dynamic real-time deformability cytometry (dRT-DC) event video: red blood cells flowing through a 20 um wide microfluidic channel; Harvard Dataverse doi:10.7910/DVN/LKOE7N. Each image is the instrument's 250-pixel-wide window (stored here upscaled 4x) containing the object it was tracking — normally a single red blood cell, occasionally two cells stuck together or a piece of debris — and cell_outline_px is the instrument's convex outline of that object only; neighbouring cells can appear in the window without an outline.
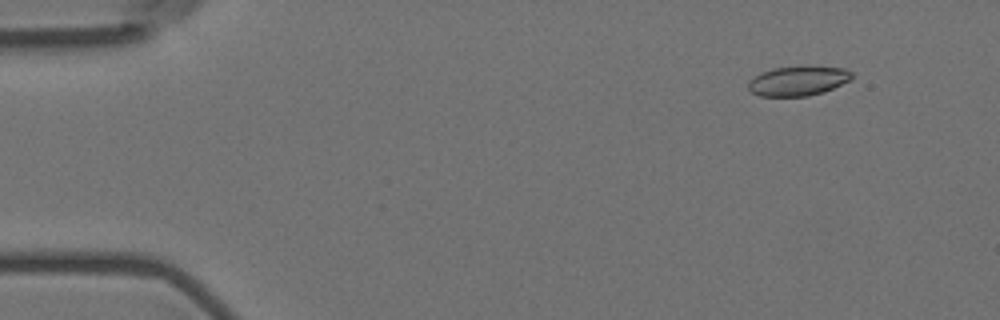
{"species": "Egyptian fruit bat (a non-hibernating species)", "species_latin": "Rousettus aegyptiacus", "temperature_condition": "room temperature", "stored_images_in_passage": 54, "camera_frame_rate_fps": 3000, "um_per_image_px": 0.085, "animal": {"sex": "female"}, "frame": {"image": 1, "passage_image": 3, "time_ms": 0.667, "image_size_px": [1000, 320], "cell_outline_px": [[852, 76], [848, 80], [824, 92], [808, 96], [760, 96], [752, 92], [748, 88], [748, 80], [760, 72], [772, 68], [808, 64], [844, 68], [852, 72]], "centroid_in_image_um": [67.81, 6.84], "position_along_channel_um": 17.2, "area_um2": 18.32}}
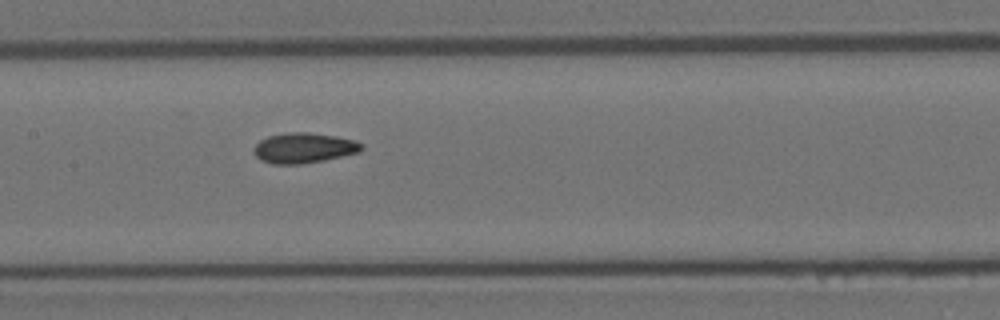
{"frame": {"image": 2, "passage_image": 25, "time_ms": 8.0, "image_size_px": [1000, 320], "cell_outline_px": [[364, 148], [360, 152], [324, 160], [300, 164], [272, 164], [260, 160], [252, 152], [252, 148], [260, 140], [268, 136], [288, 132], [308, 132], [336, 136], [356, 140], [364, 144]], "centroid_in_image_um": [25.83, 12.57], "position_along_channel_um": 181.6, "area_um2": 19.25}}
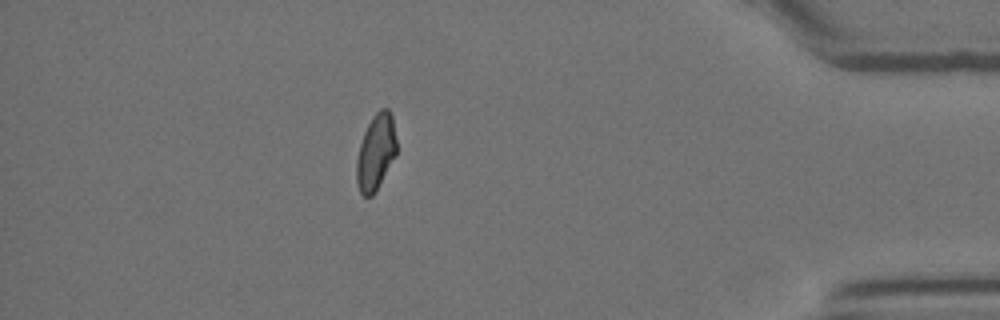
{"frame": {"image": 3, "passage_image": 47, "time_ms": 15.333, "image_size_px": [1000, 320], "cell_outline_px": [[396, 156], [372, 196], [364, 196], [360, 192], [356, 180], [356, 160], [360, 144], [364, 132], [372, 116], [380, 108], [388, 108], [392, 112], [396, 140]], "centroid_in_image_um": [31.95, 12.89], "position_along_channel_um": 403.3, "area_um2": 17.74}, "authors_computed_cell_mechanics": {"area_um2": 18.3804, "velocity_mm_per_s": 3.6235, "shape_relaxation_time_tau1_ms": null, "shape_relaxation_time_tau2_ms": 2.767, "deformation_change_tau1": null, "deformation_change_tau2": 0.0603}}